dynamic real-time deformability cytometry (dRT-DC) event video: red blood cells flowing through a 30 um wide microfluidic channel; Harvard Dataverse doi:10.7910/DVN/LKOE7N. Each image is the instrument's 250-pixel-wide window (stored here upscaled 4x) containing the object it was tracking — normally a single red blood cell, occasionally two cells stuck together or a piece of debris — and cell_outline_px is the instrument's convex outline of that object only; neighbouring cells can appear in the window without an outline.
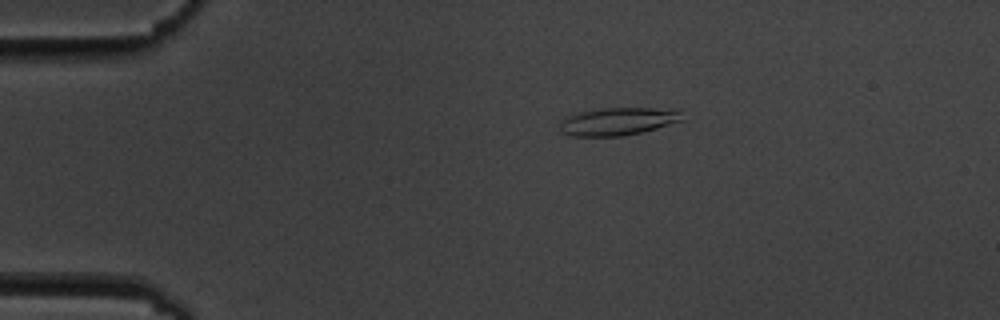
{"species": "common noctule bat (a hibernating species)", "species_latin": "Nyctalus noctula", "temperature_condition": "cold", "stored_images_in_passage": 9, "camera_frame_rate_fps": 3000, "um_per_image_px": 0.085, "animal": {"sex": "male", "body_mass_g": 19.5, "forearm_length_mm": 54.6}, "frame": {"image": 1, "passage_image": 4, "time_ms": 3.333, "image_size_px": [1000, 320], "cell_outline_px": [[684, 120], [656, 128], [624, 136], [572, 136], [560, 132], [560, 120], [568, 116], [580, 112], [600, 108], [652, 108], [680, 112]], "centroid_in_image_um": [52.45, 10.33], "position_along_channel_um": 32.5, "area_um2": 19.54}}
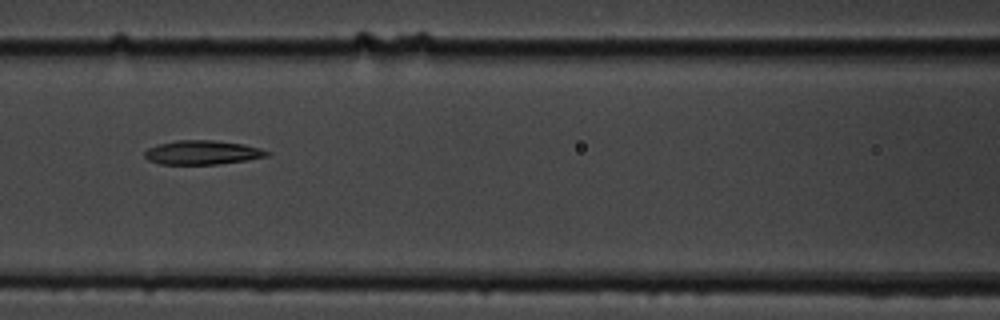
{"frame": {"image": 2, "passage_image": 8, "time_ms": 8.0, "image_size_px": [1000, 320], "cell_outline_px": [[272, 152], [268, 156], [248, 160], [220, 164], [160, 164], [148, 160], [144, 156], [144, 152], [148, 148], [160, 144], [176, 140], [212, 140], [244, 144], [260, 148]], "centroid_in_image_um": [17.23, 12.96], "position_along_channel_um": 149.4, "area_um2": 17.22}}
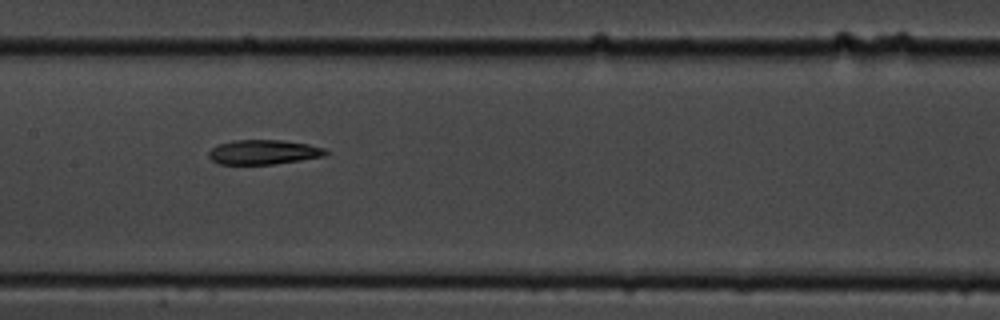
{"frame": {"image": 3, "passage_image": 9, "time_ms": 9.0, "image_size_px": [1000, 320], "cell_outline_px": [[332, 152], [324, 156], [300, 160], [272, 164], [220, 164], [212, 160], [208, 156], [208, 152], [212, 148], [220, 144], [232, 140], [280, 140], [308, 144], [324, 148]], "centroid_in_image_um": [22.42, 12.93], "position_along_channel_um": 185.0, "area_um2": 16.7}}